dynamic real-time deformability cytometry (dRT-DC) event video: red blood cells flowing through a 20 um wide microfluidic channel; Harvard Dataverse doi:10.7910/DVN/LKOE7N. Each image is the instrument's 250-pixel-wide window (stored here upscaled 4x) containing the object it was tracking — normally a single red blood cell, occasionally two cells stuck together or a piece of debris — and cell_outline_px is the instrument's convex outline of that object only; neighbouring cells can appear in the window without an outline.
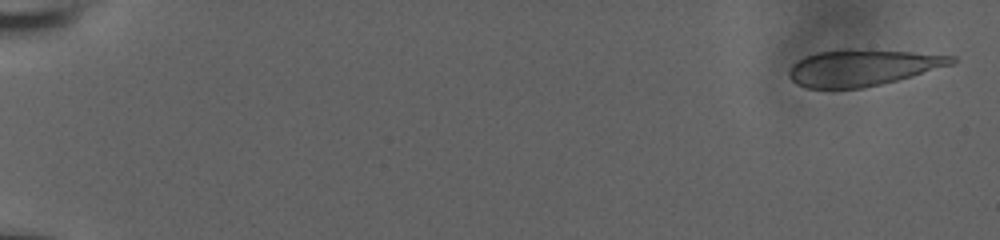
{"species": "human", "species_latin": "Homo sapiens", "temperature_condition": "room temperature", "stored_images_in_passage": 24, "camera_frame_rate_fps": 3000, "um_per_image_px": 0.085, "donor": {"sex": "male"}, "frame": {"image": 1, "passage_image": 1, "time_ms": 0.0, "image_size_px": [1000, 240], "cell_outline_px": [[956, 60], [952, 64], [912, 76], [864, 88], [808, 88], [796, 84], [788, 76], [788, 72], [792, 64], [808, 56], [820, 52], [848, 48], [856, 48], [912, 52], [956, 56]], "centroid_in_image_um": [73.3, 5.74], "position_along_channel_um": 11.7, "area_um2": 34.28}}
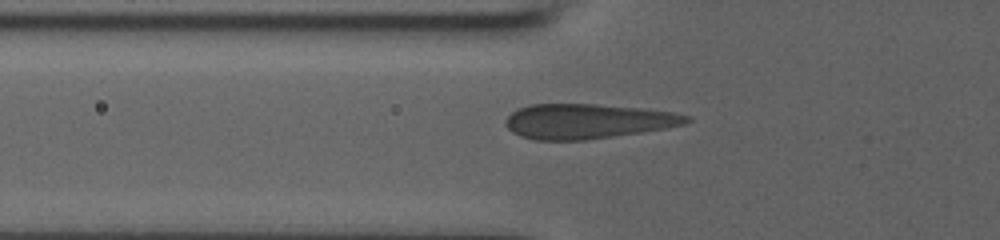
{"frame": {"image": 2, "passage_image": 17, "time_ms": 5.333, "image_size_px": [1000, 240], "cell_outline_px": [[692, 120], [684, 124], [668, 128], [588, 140], [532, 140], [520, 136], [512, 132], [504, 124], [504, 120], [516, 108], [528, 104], [596, 104], [640, 108], [672, 112], [688, 116]], "centroid_in_image_um": [49.89, 10.31], "position_along_channel_um": 75.9, "area_um2": 36.93}}
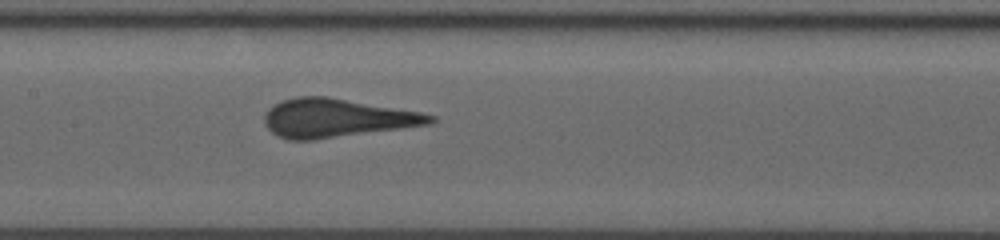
{"frame": {"image": 3, "passage_image": 24, "time_ms": 7.667, "image_size_px": [1000, 240], "cell_outline_px": [[436, 120], [432, 124], [312, 140], [288, 140], [272, 132], [268, 128], [264, 120], [264, 116], [268, 108], [284, 100], [296, 96], [328, 96], [420, 112], [436, 116]], "centroid_in_image_um": [28.62, 10.03], "position_along_channel_um": 178.8, "area_um2": 37.05}}